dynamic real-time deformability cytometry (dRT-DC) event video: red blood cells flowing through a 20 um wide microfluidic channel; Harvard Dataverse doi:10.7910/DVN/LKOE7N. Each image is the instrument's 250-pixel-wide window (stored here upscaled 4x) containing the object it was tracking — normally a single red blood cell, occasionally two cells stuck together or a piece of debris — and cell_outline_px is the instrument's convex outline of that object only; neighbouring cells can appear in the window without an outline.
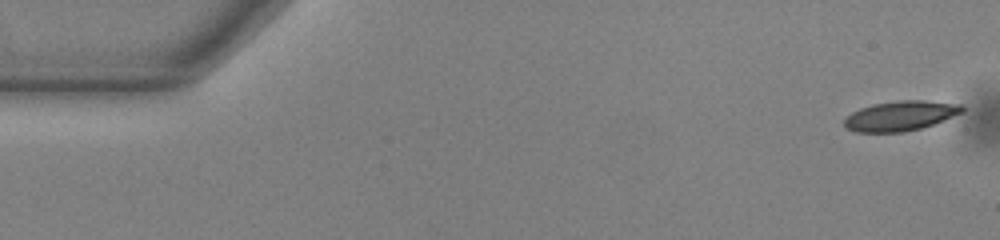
{"species": "common noctule bat (a hibernating species)", "species_latin": "Nyctalus noctula", "temperature_condition": "warm", "stored_images_in_passage": 53, "camera_frame_rate_fps": 3000, "um_per_image_px": 0.085, "animal": {"sex": "male", "body_mass_g": 13.0, "forearm_length_mm": 53.1}, "frame": {"image": 1, "passage_image": 1, "time_ms": 0.0, "image_size_px": [1000, 240], "cell_outline_px": [[964, 112], [932, 124], [920, 128], [904, 132], [856, 132], [848, 128], [844, 124], [844, 120], [852, 112], [860, 108], [872, 104], [900, 100], [924, 100], [964, 104]], "centroid_in_image_um": [76.57, 9.83], "position_along_channel_um": 8.4, "area_um2": 20.46}}
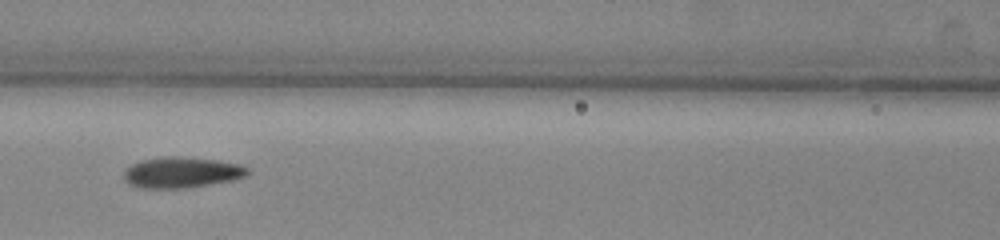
{"frame": {"image": 2, "passage_image": 23, "time_ms": 7.333, "image_size_px": [1000, 240], "cell_outline_px": [[252, 172], [244, 176], [232, 180], [184, 188], [140, 188], [128, 184], [124, 180], [124, 172], [132, 164], [140, 160], [168, 156], [172, 156], [216, 160], [240, 164], [248, 168]], "centroid_in_image_um": [15.43, 14.66], "position_along_channel_um": 151.2, "area_um2": 22.08}}
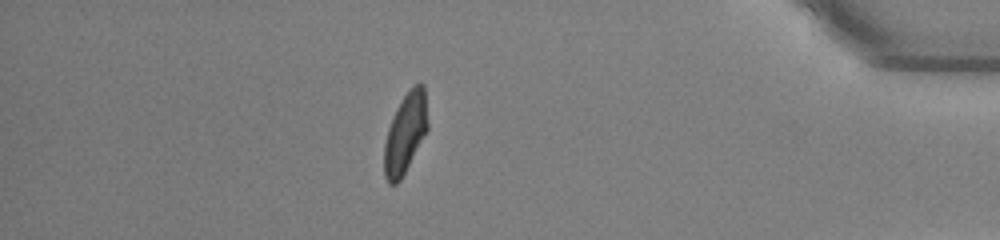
{"frame": {"image": 3, "passage_image": 46, "time_ms": 15.0, "image_size_px": [1000, 240], "cell_outline_px": [[428, 128], [400, 180], [396, 184], [388, 184], [384, 176], [384, 144], [388, 128], [396, 108], [404, 96], [420, 80], [424, 84], [428, 124]], "centroid_in_image_um": [34.44, 11.32], "position_along_channel_um": 400.8, "area_um2": 20.06}, "authors_computed_cell_mechanics": {"area_um2": 21.1548, "velocity_mm_per_s": 3.833, "shape_relaxation_time_tau1_ms": 3.8185, "shape_relaxation_time_tau2_ms": 1.6277, "deformation_change_tau1": 0.1728, "deformation_change_tau2": 0.0922}}